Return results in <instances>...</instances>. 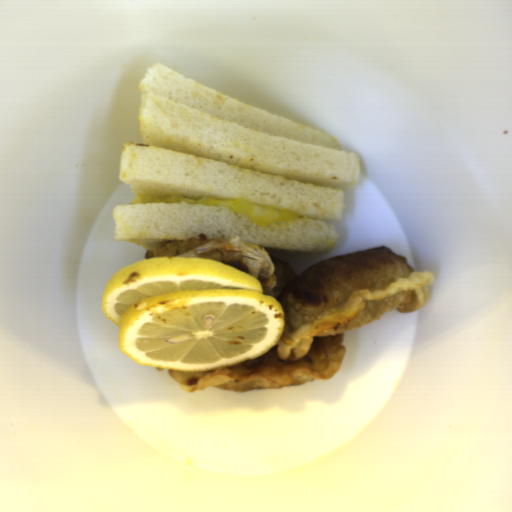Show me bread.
Instances as JSON below:
<instances>
[{"instance_id": "8d2b1439", "label": "bread", "mask_w": 512, "mask_h": 512, "mask_svg": "<svg viewBox=\"0 0 512 512\" xmlns=\"http://www.w3.org/2000/svg\"><path fill=\"white\" fill-rule=\"evenodd\" d=\"M142 141L125 142L118 179L134 196L239 200L298 218L266 226L225 206L115 205L114 237L151 252L165 241H229L328 252L339 236L343 192L361 180V155L339 139L232 99L154 64L140 82Z\"/></svg>"}]
</instances>
